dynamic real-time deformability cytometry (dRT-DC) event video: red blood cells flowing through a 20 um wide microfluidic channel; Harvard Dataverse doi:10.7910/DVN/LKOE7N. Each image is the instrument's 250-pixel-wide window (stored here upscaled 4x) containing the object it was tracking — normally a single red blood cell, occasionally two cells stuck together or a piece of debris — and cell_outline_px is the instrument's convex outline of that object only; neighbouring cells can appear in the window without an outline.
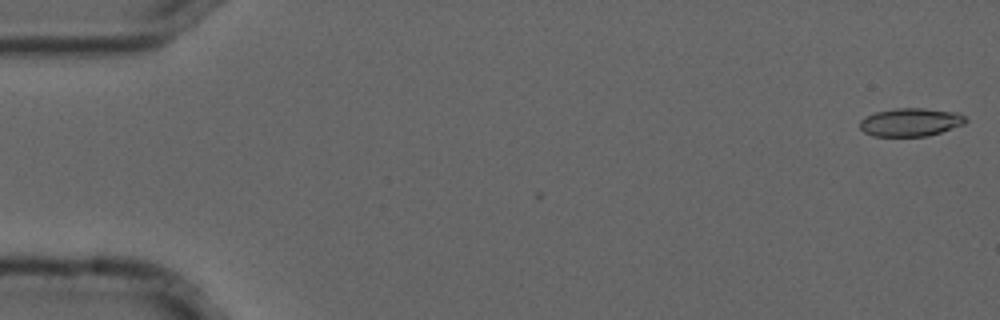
{"species": "common noctule bat (a hibernating species)", "species_latin": "Nyctalus noctula", "temperature_condition": "cold", "stored_images_in_passage": 4, "camera_frame_rate_fps": 3000, "um_per_image_px": 0.085, "animal": {"sex": "male", "forearm_length_mm": 52.5}, "frame": {"image": 1, "passage_image": 1, "time_ms": 0.0, "image_size_px": [1000, 320], "cell_outline_px": [[968, 120], [964, 124], [928, 136], [872, 136], [864, 132], [860, 128], [860, 120], [864, 116], [876, 112], [896, 108], [924, 108], [960, 112]], "centroid_in_image_um": [77.4, 10.38], "position_along_channel_um": 7.6, "area_um2": 17.51}}